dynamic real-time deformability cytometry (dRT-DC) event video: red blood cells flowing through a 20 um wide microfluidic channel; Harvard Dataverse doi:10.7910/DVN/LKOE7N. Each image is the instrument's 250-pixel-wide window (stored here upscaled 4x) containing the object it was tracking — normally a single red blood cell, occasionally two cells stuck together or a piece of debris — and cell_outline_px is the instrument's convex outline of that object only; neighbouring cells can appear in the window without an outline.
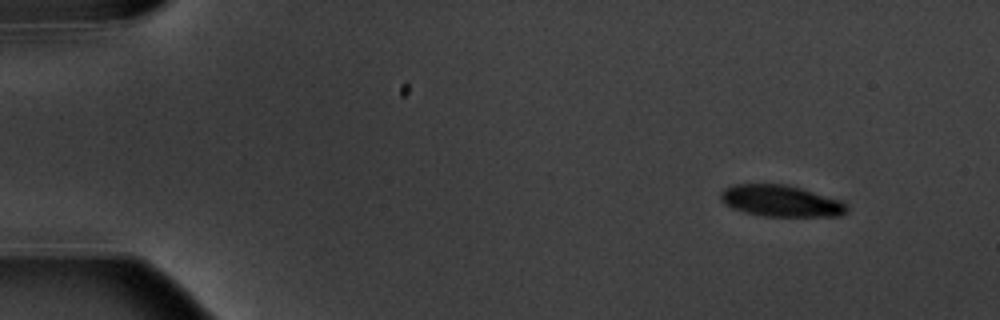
{"species": "common noctule bat (a hibernating species)", "species_latin": "Nyctalus noctula", "temperature_condition": "warm", "stored_images_in_passage": 9, "camera_frame_rate_fps": 3000, "um_per_image_px": 0.085, "animal": {"sex": "male", "body_mass_g": 20.1, "forearm_length_mm": 53.5}, "frame": {"image": 1, "passage_image": 1, "time_ms": 0.0, "image_size_px": [1000, 320], "cell_outline_px": [[848, 212], [840, 216], [764, 216], [744, 212], [732, 208], [724, 204], [720, 200], [720, 192], [724, 188], [732, 184], [788, 184], [844, 200], [848, 204]], "centroid_in_image_um": [66.41, 17.07], "position_along_channel_um": 18.6, "area_um2": 23.64}}